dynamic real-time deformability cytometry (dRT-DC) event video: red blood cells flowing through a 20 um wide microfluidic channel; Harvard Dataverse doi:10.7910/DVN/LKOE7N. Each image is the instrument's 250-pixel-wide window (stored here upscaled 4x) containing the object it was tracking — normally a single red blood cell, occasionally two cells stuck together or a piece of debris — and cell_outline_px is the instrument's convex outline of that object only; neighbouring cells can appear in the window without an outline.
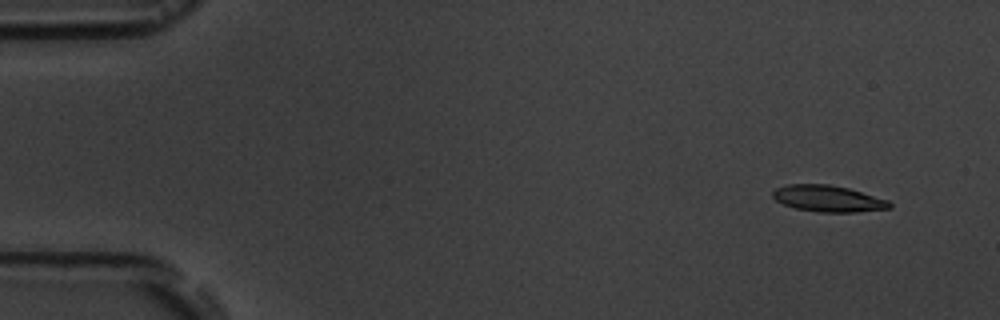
{"species": "common noctule bat (a hibernating species)", "species_latin": "Nyctalus noctula", "temperature_condition": "room temperature", "stored_images_in_passage": 6, "camera_frame_rate_fps": 3000, "um_per_image_px": 0.085, "animal": {"sex": "male", "body_mass_g": 19.5, "forearm_length_mm": 54.6}, "frame": {"image": 1, "passage_image": 2, "time_ms": 1.0, "image_size_px": [1000, 320], "cell_outline_px": [[892, 208], [856, 212], [820, 212], [796, 208], [784, 204], [776, 200], [772, 196], [772, 192], [776, 188], [788, 184], [828, 184], [848, 188], [888, 200], [892, 204]], "centroid_in_image_um": [70.39, 16.88], "position_along_channel_um": 14.6, "area_um2": 17.86}}
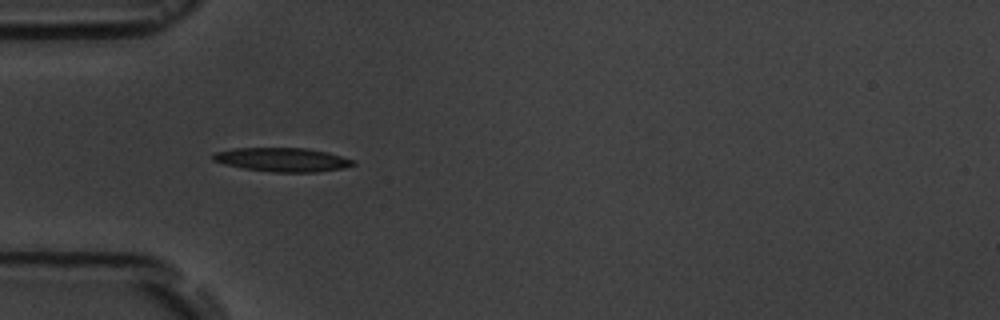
{"frame": {"image": 2, "passage_image": 5, "time_ms": 5.333, "image_size_px": [1000, 320], "cell_outline_px": [[356, 164], [344, 168], [316, 172], [276, 172], [244, 168], [224, 164], [212, 160], [212, 156], [216, 152], [232, 148], [304, 148], [328, 152], [356, 160]], "centroid_in_image_um": [24.04, 13.57], "position_along_channel_um": 61.0, "area_um2": 19.48}}
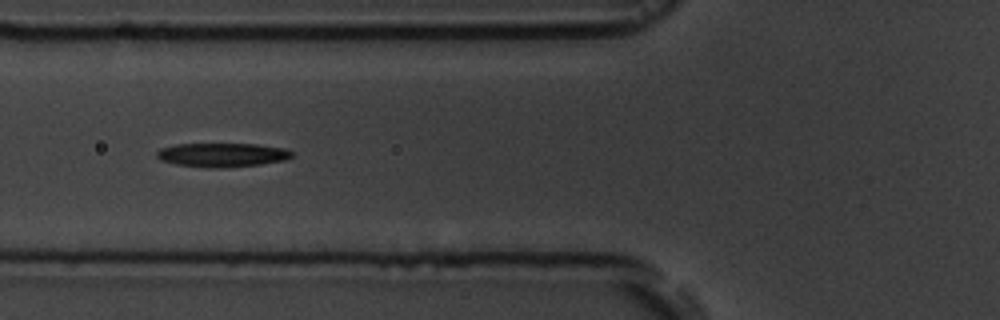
{"frame": {"image": 3, "passage_image": 6, "time_ms": 6.667, "image_size_px": [1000, 320], "cell_outline_px": [[292, 156], [284, 160], [260, 164], [220, 168], [212, 168], [176, 164], [160, 160], [156, 156], [156, 152], [160, 148], [176, 144], [256, 144], [284, 148], [292, 152]], "centroid_in_image_um": [18.85, 13.16], "position_along_channel_um": 107.0, "area_um2": 18.73}}